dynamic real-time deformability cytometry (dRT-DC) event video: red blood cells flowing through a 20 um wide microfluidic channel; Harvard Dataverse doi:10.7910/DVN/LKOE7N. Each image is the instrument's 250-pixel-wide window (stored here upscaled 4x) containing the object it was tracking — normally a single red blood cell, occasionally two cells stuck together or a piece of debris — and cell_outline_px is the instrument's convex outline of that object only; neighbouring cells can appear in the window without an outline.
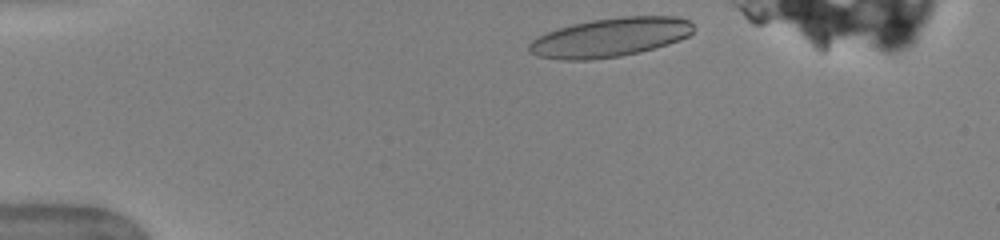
{"species": "human", "species_latin": "Homo sapiens", "temperature_condition": "warm", "stored_images_in_passage": 43, "camera_frame_rate_fps": 3000, "um_per_image_px": 0.085, "donor": {"sex": "female"}, "frame": {"image": 1, "passage_image": 2, "time_ms": 0.333, "image_size_px": [1000, 240], "cell_outline_px": [[692, 32], [688, 36], [680, 40], [668, 44], [640, 52], [620, 56], [588, 60], [560, 60], [536, 56], [528, 48], [528, 44], [532, 40], [548, 32], [572, 24], [592, 20], [624, 16], [676, 16], [688, 20], [692, 24]], "centroid_in_image_um": [51.87, 3.18], "position_along_channel_um": 33.1, "area_um2": 37.17}}
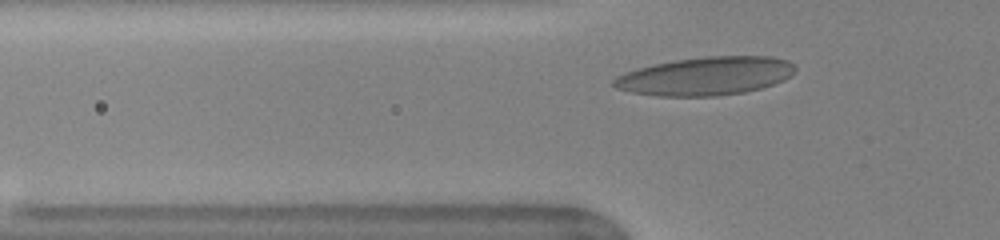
{"frame": {"image": 2, "passage_image": 9, "time_ms": 2.667, "image_size_px": [1000, 240], "cell_outline_px": [[796, 72], [784, 80], [760, 88], [744, 92], [716, 96], [656, 96], [632, 92], [616, 88], [612, 84], [612, 80], [616, 76], [624, 72], [636, 68], [676, 60], [708, 56], [772, 56], [788, 60], [796, 68]], "centroid_in_image_um": [59.98, 6.46], "position_along_channel_um": 65.8, "area_um2": 40.58}}
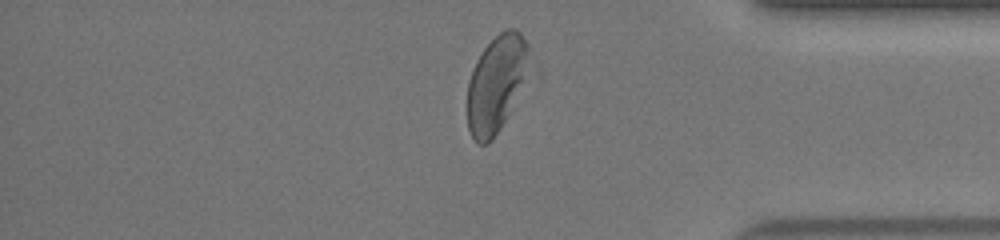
{"frame": {"image": 3, "passage_image": 35, "time_ms": 11.333, "image_size_px": [1000, 240], "cell_outline_px": [[532, 52], [508, 112], [500, 128], [492, 140], [488, 144], [480, 144], [472, 136], [468, 128], [468, 84], [476, 60], [484, 48], [500, 32], [508, 28], [516, 28], [520, 32], [528, 44]], "centroid_in_image_um": [42.14, 7.07], "position_along_channel_um": 393.1, "area_um2": 33.52}, "authors_computed_cell_mechanics": {"area_um2": 36.992, "velocity_mm_per_s": 3.9634, "shape_relaxation_time_tau1_ms": 4.2624, "shape_relaxation_time_tau2_ms": 0.7226, "deformation_change_tau1": 0.1703, "deformation_change_tau2": 0.0633}}